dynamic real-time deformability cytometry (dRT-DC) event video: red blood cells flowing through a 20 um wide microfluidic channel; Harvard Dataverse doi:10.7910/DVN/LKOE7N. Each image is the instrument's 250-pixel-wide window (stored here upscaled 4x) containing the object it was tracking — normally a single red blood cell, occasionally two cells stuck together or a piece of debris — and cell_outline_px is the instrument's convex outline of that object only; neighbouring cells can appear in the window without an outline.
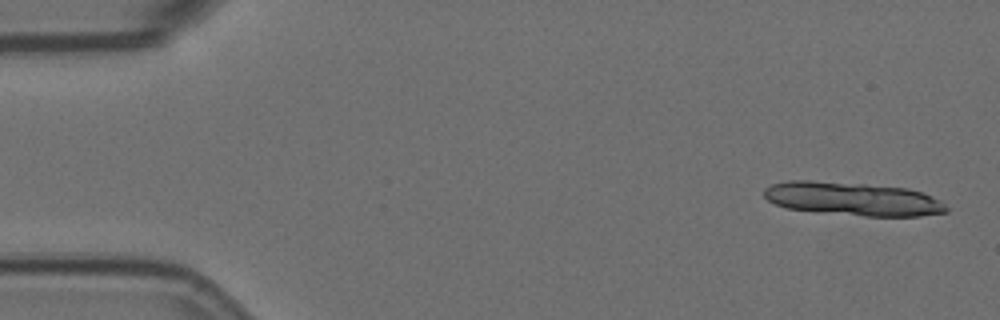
{"species": "Egyptian fruit bat (a non-hibernating species)", "species_latin": "Rousettus aegyptiacus", "temperature_condition": "room temperature", "stored_images_in_passage": 4, "camera_frame_rate_fps": 3000, "um_per_image_px": 0.085, "animal": {"sex": "female"}, "frame": {"image": 1, "passage_image": 1, "time_ms": 0.0, "image_size_px": [1000, 320], "cell_outline_px": [[948, 212], [920, 216], [864, 216], [788, 208], [776, 204], [768, 200], [764, 196], [764, 188], [772, 184], [788, 180], [812, 180], [864, 184], [908, 188], [932, 196], [940, 200], [948, 208]], "centroid_in_image_um": [72.5, 16.89], "position_along_channel_um": 12.5, "area_um2": 35.32}}